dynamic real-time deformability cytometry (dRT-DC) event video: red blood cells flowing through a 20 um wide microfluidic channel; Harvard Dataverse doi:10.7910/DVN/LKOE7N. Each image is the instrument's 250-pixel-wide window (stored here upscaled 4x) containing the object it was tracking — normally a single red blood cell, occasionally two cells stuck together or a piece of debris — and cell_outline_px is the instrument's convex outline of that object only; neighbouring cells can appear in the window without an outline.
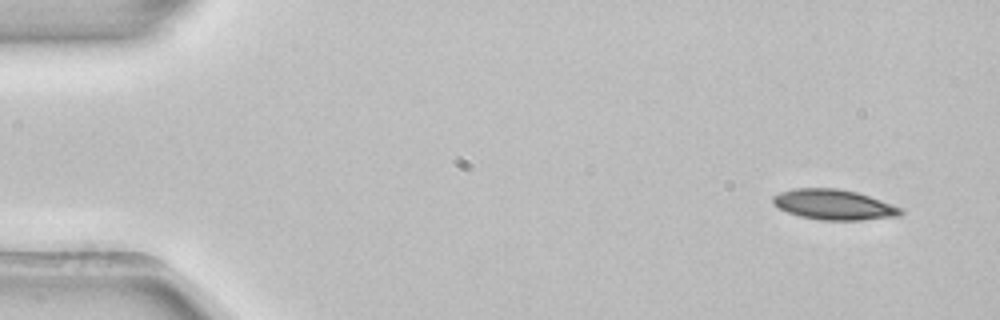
{"species": "common noctule bat (a hibernating species)", "species_latin": "Nyctalus noctula", "temperature_condition": "room temperature", "stored_images_in_passage": 5, "segment_of_instrument_passage": [1, 2], "camera_frame_rate_fps": 3000, "um_per_image_px": 0.085, "animal": {"sex": "female", "body_mass_g": 22.7, "forearm_length_mm": 54.2}, "frame": {"image": 1, "passage_image": 1, "time_ms": 0.0, "image_size_px": [1000, 320], "cell_outline_px": [[904, 212], [900, 216], [860, 220], [820, 220], [800, 216], [788, 212], [780, 208], [772, 200], [772, 196], [780, 192], [792, 188], [836, 188], [856, 192], [904, 208]], "centroid_in_image_um": [70.9, 17.39], "position_along_channel_um": 14.1, "area_um2": 22.48}}
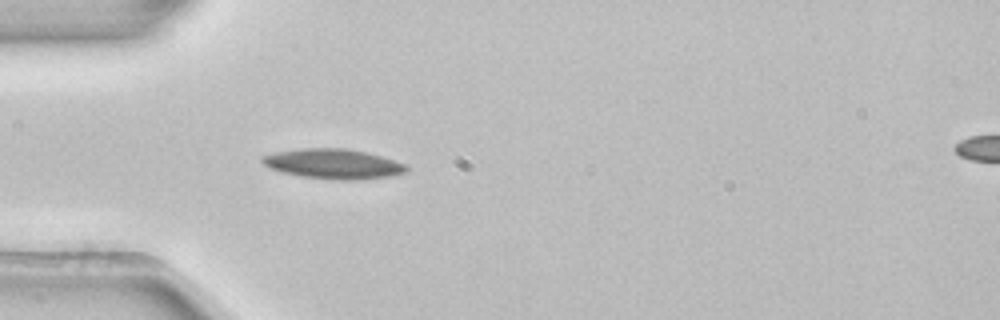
{"frame": {"image": 2, "passage_image": 4, "time_ms": 1.0, "image_size_px": [1000, 320], "cell_outline_px": [[408, 172], [392, 176], [364, 180], [332, 180], [300, 176], [284, 172], [272, 168], [264, 164], [260, 160], [260, 156], [276, 152], [300, 148], [344, 148], [364, 152], [380, 156], [404, 164], [408, 168]], "centroid_in_image_um": [28.33, 13.94], "position_along_channel_um": 56.7, "area_um2": 25.14}}